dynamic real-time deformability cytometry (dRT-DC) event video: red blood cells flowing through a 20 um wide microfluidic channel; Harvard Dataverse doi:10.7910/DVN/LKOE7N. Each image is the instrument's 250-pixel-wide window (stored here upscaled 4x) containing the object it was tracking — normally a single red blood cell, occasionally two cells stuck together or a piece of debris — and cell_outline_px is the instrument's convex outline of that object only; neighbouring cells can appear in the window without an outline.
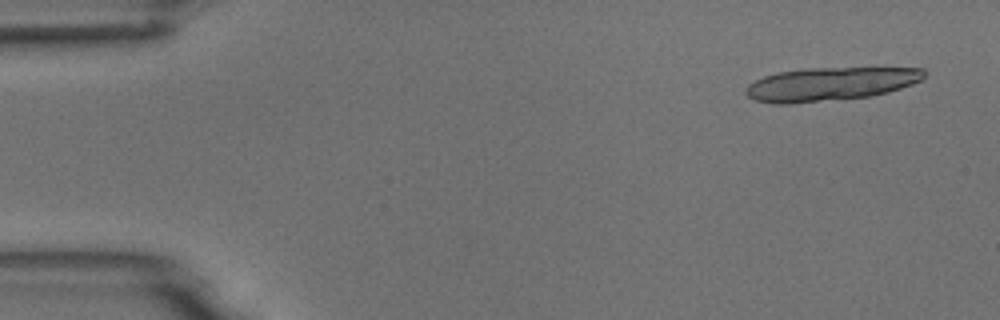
{"species": "common noctule bat (a hibernating species)", "species_latin": "Nyctalus noctula", "temperature_condition": "room temperature", "stored_images_in_passage": 6, "segment_of_instrument_passage": [1, 2], "camera_frame_rate_fps": 3000, "um_per_image_px": 0.085, "animal": {"sex": "male", "body_mass_g": 18.8}, "frame": {"image": 1, "passage_image": 1, "time_ms": 0.0, "image_size_px": [1000, 320], "cell_outline_px": [[924, 76], [920, 80], [912, 84], [888, 92], [868, 96], [788, 104], [776, 104], [756, 100], [748, 96], [744, 92], [744, 88], [748, 84], [764, 76], [776, 72], [808, 68], [924, 68]], "centroid_in_image_um": [70.51, 7.13], "position_along_channel_um": 14.5, "area_um2": 34.45}}